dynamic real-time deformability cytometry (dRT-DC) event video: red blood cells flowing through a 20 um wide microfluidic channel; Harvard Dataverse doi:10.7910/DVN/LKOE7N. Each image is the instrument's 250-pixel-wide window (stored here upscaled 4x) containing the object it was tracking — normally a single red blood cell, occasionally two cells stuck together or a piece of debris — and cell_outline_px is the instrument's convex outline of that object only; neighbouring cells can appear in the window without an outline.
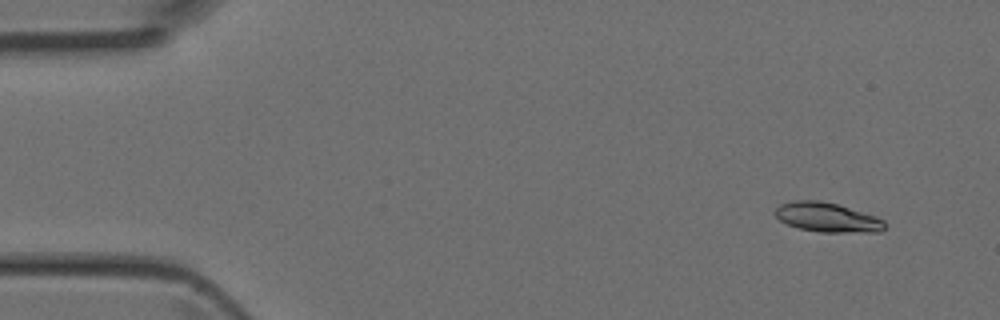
{"species": "Egyptian fruit bat (a non-hibernating species)", "species_latin": "Rousettus aegyptiacus", "temperature_condition": "room temperature", "stored_images_in_passage": 3, "camera_frame_rate_fps": 3000, "um_per_image_px": 0.085, "animal": {"sex": "female"}, "frame": {"image": 1, "passage_image": 1, "time_ms": 0.0, "image_size_px": [1000, 320], "cell_outline_px": [[884, 228], [880, 232], [820, 232], [800, 228], [788, 224], [780, 220], [772, 212], [780, 204], [792, 200], [820, 200], [836, 204], [876, 216], [884, 220]], "centroid_in_image_um": [70.29, 18.47], "position_along_channel_um": 14.7, "area_um2": 18.73}}